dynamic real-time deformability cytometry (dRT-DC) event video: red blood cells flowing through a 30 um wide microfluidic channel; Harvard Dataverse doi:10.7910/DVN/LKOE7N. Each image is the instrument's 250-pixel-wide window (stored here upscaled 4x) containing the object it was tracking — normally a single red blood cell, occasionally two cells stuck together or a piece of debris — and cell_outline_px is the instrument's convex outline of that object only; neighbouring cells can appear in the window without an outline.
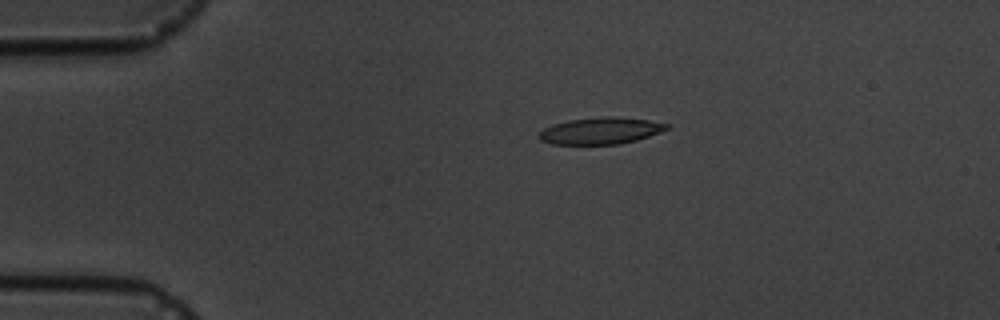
{"species": "common noctule bat (a hibernating species)", "species_latin": "Nyctalus noctula", "temperature_condition": "cold", "stored_images_in_passage": 6, "camera_frame_rate_fps": 3000, "um_per_image_px": 0.085, "animal": {"sex": "male", "body_mass_g": 19.5, "forearm_length_mm": 54.6}, "frame": {"image": 1, "passage_image": 4, "time_ms": 3.667, "image_size_px": [1000, 320], "cell_outline_px": [[672, 124], [668, 128], [660, 132], [636, 140], [620, 144], [552, 144], [540, 140], [536, 136], [544, 128], [552, 124], [568, 120], [604, 116], [612, 116], [648, 120]], "centroid_in_image_um": [51.03, 11.11], "position_along_channel_um": 34.0, "area_um2": 19.94}}
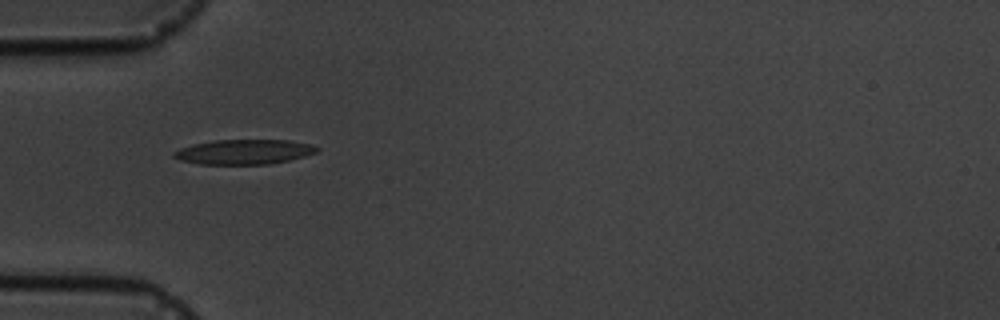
{"frame": {"image": 2, "passage_image": 5, "time_ms": 5.667, "image_size_px": [1000, 320], "cell_outline_px": [[320, 148], [316, 152], [304, 156], [288, 160], [268, 164], [200, 164], [180, 160], [172, 156], [172, 152], [180, 148], [192, 144], [216, 140], [288, 140], [308, 144]], "centroid_in_image_um": [20.69, 12.91], "position_along_channel_um": 64.3, "area_um2": 20.52}}
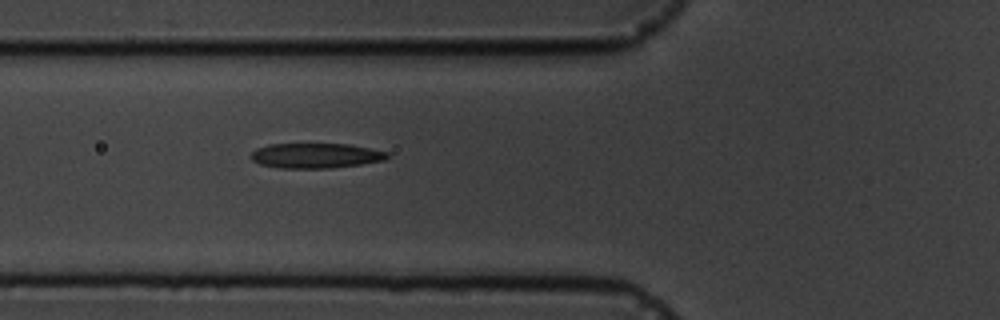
{"frame": {"image": 3, "passage_image": 6, "time_ms": 6.667, "image_size_px": [1000, 320], "cell_outline_px": [[388, 156], [384, 160], [360, 164], [328, 168], [280, 168], [260, 164], [252, 160], [248, 156], [256, 148], [268, 144], [352, 144], [388, 152]], "centroid_in_image_um": [26.79, 13.22], "position_along_channel_um": 99.0, "area_um2": 19.88}}